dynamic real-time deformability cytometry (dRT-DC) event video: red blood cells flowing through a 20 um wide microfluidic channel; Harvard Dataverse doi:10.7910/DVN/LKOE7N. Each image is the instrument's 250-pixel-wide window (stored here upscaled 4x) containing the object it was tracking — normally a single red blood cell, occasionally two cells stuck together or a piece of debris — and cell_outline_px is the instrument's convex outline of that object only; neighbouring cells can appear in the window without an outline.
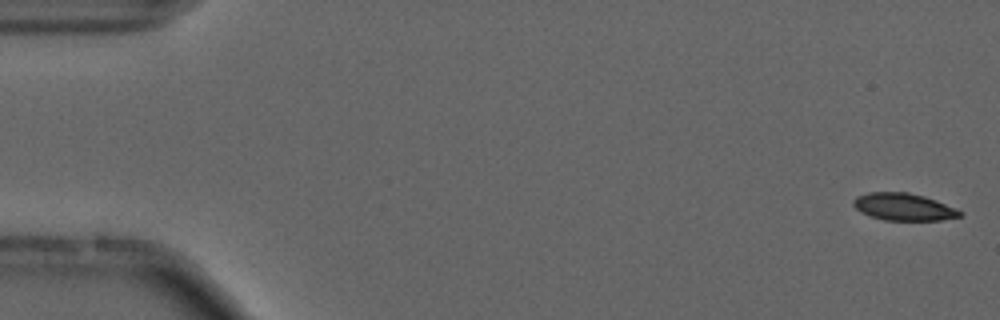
{"species": "common noctule bat (a hibernating species)", "species_latin": "Nyctalus noctula", "temperature_condition": "cold", "stored_images_in_passage": 12, "camera_frame_rate_fps": 3000, "um_per_image_px": 0.085, "animal": {"sex": "male", "forearm_length_mm": 52.5}, "frame": {"image": 1, "passage_image": 2, "time_ms": 0.333, "image_size_px": [1000, 320], "cell_outline_px": [[964, 212], [960, 216], [940, 220], [884, 220], [860, 212], [852, 204], [852, 200], [856, 196], [868, 192], [908, 192], [924, 196], [936, 200], [956, 208]], "centroid_in_image_um": [76.79, 17.57], "position_along_channel_um": 8.2, "area_um2": 16.94}}